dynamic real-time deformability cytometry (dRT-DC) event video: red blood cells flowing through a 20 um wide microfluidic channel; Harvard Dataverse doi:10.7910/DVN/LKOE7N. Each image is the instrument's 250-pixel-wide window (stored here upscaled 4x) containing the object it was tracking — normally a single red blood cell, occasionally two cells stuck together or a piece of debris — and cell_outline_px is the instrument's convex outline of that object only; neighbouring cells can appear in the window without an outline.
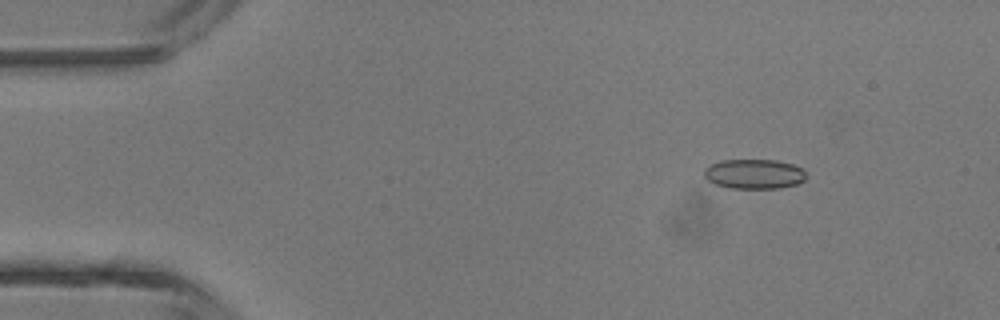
{"species": "common noctule bat (a hibernating species)", "species_latin": "Nyctalus noctula", "temperature_condition": "room temperature", "stored_images_in_passage": 2, "camera_frame_rate_fps": 3000, "um_per_image_px": 0.085, "animal": {"sex": "male", "body_mass_g": 13.3}, "frame": {"image": 1, "passage_image": 1, "time_ms": 0.0, "image_size_px": [1000, 320], "cell_outline_px": [[804, 180], [796, 184], [780, 188], [728, 188], [716, 184], [708, 180], [704, 176], [704, 168], [720, 160], [776, 160], [792, 164], [804, 168]], "centroid_in_image_um": [64.09, 14.78], "position_along_channel_um": 20.9, "area_um2": 17.63}}